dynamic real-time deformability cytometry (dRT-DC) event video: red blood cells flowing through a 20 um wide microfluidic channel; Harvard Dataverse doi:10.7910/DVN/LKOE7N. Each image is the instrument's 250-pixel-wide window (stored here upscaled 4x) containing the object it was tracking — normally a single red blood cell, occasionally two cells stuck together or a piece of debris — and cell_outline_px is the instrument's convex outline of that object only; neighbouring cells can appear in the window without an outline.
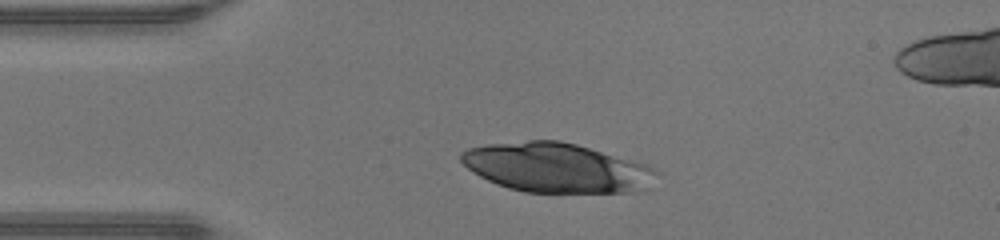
{"species": "human", "species_latin": "Homo sapiens", "temperature_condition": "warm", "stored_images_in_passage": 30, "camera_frame_rate_fps": 3000, "um_per_image_px": 0.085, "donor": {"sex": "male"}, "frame": {"image": 1, "passage_image": 1, "time_ms": 0.0, "image_size_px": [1000, 240], "cell_outline_px": [[656, 172], [632, 192], [524, 192], [508, 188], [496, 184], [472, 172], [460, 160], [460, 152], [468, 148], [488, 144], [528, 140], [560, 140], [576, 144], [648, 164]], "centroid_in_image_um": [47.16, 14.23], "position_along_channel_um": 37.8, "area_um2": 55.31}}
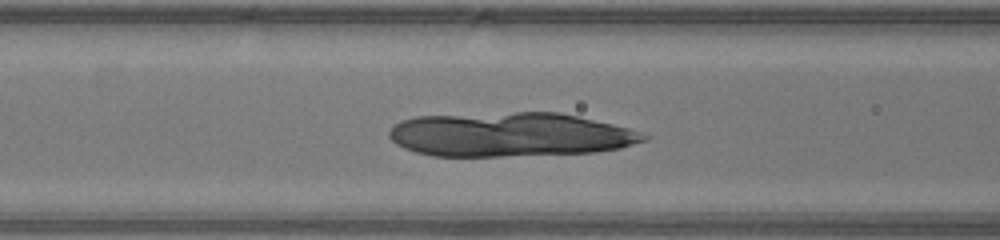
{"frame": {"image": 2, "passage_image": 9, "time_ms": 2.667, "image_size_px": [1000, 240], "cell_outline_px": [[652, 136], [648, 140], [620, 148], [596, 152], [500, 156], [432, 156], [416, 152], [404, 148], [396, 144], [388, 136], [388, 132], [400, 120], [416, 116], [516, 112], [560, 112], [612, 124], [628, 128]], "centroid_in_image_um": [43.36, 11.44], "position_along_channel_um": 123.2, "area_um2": 65.6}}
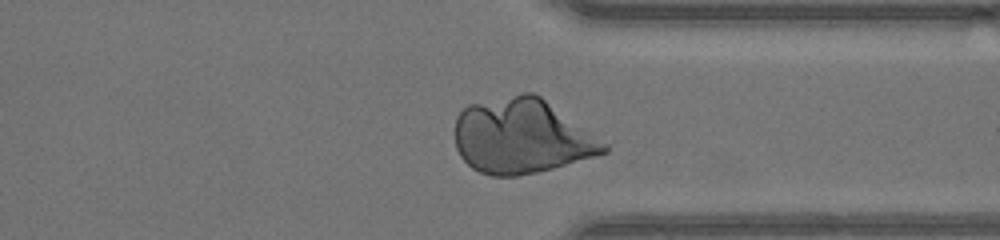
{"frame": {"image": 3, "passage_image": 26, "time_ms": 8.333, "image_size_px": [1000, 240], "cell_outline_px": [[608, 152], [596, 156], [552, 168], [536, 172], [516, 176], [492, 176], [480, 172], [472, 168], [460, 156], [456, 148], [456, 116], [468, 104], [524, 92], [532, 92], [540, 96], [608, 144]], "centroid_in_image_um": [44.33, 11.59], "position_along_channel_um": 367.1, "area_um2": 64.62}}